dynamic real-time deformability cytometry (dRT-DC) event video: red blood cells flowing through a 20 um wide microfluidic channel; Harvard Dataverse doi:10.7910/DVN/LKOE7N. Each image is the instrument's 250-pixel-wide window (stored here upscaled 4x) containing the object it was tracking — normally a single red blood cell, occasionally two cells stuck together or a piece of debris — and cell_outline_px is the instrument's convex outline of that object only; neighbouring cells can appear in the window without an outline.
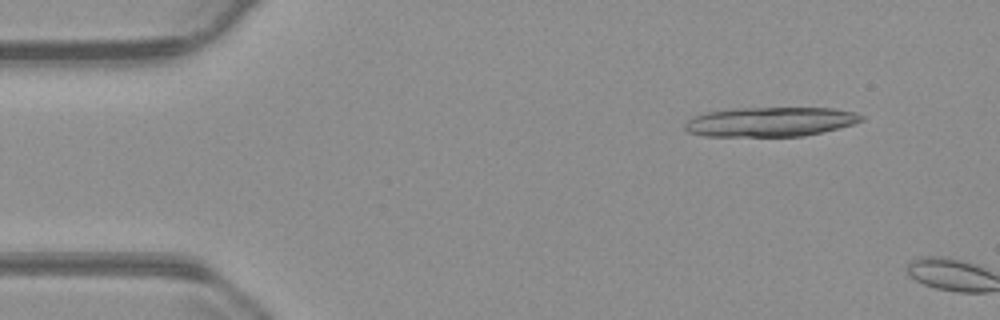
{"species": "common noctule bat (a hibernating species)", "species_latin": "Nyctalus noctula", "temperature_condition": "warm", "stored_images_in_passage": 7, "camera_frame_rate_fps": 3000, "um_per_image_px": 0.085, "animal": {"sex": "male", "body_mass_g": 23.1, "forearm_length_mm": 52.7}, "frame": {"image": 1, "passage_image": 5, "time_ms": 1.333, "image_size_px": [1000, 320], "cell_outline_px": [[864, 120], [852, 124], [804, 136], [704, 136], [688, 132], [684, 128], [684, 124], [688, 120], [704, 112], [728, 108], [832, 108], [856, 112], [864, 116]], "centroid_in_image_um": [65.45, 10.34], "position_along_channel_um": 19.6, "area_um2": 30.35}}